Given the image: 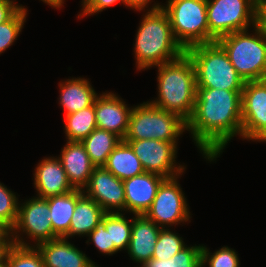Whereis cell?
I'll return each instance as SVG.
<instances>
[{
    "label": "cell",
    "mask_w": 266,
    "mask_h": 267,
    "mask_svg": "<svg viewBox=\"0 0 266 267\" xmlns=\"http://www.w3.org/2000/svg\"><path fill=\"white\" fill-rule=\"evenodd\" d=\"M167 13L176 41L184 50L209 43L207 0H167Z\"/></svg>",
    "instance_id": "obj_7"
},
{
    "label": "cell",
    "mask_w": 266,
    "mask_h": 267,
    "mask_svg": "<svg viewBox=\"0 0 266 267\" xmlns=\"http://www.w3.org/2000/svg\"><path fill=\"white\" fill-rule=\"evenodd\" d=\"M166 178L151 172L123 181L125 191V212L144 215L152 205L158 188Z\"/></svg>",
    "instance_id": "obj_15"
},
{
    "label": "cell",
    "mask_w": 266,
    "mask_h": 267,
    "mask_svg": "<svg viewBox=\"0 0 266 267\" xmlns=\"http://www.w3.org/2000/svg\"><path fill=\"white\" fill-rule=\"evenodd\" d=\"M6 267H45L35 246L13 245L6 258Z\"/></svg>",
    "instance_id": "obj_27"
},
{
    "label": "cell",
    "mask_w": 266,
    "mask_h": 267,
    "mask_svg": "<svg viewBox=\"0 0 266 267\" xmlns=\"http://www.w3.org/2000/svg\"><path fill=\"white\" fill-rule=\"evenodd\" d=\"M18 201L16 194L3 183H0V224L8 231H11L16 223L19 207Z\"/></svg>",
    "instance_id": "obj_30"
},
{
    "label": "cell",
    "mask_w": 266,
    "mask_h": 267,
    "mask_svg": "<svg viewBox=\"0 0 266 267\" xmlns=\"http://www.w3.org/2000/svg\"><path fill=\"white\" fill-rule=\"evenodd\" d=\"M262 80L266 83V72H265L264 77H263Z\"/></svg>",
    "instance_id": "obj_43"
},
{
    "label": "cell",
    "mask_w": 266,
    "mask_h": 267,
    "mask_svg": "<svg viewBox=\"0 0 266 267\" xmlns=\"http://www.w3.org/2000/svg\"><path fill=\"white\" fill-rule=\"evenodd\" d=\"M14 245L10 231H6L0 237V265H5L10 248Z\"/></svg>",
    "instance_id": "obj_36"
},
{
    "label": "cell",
    "mask_w": 266,
    "mask_h": 267,
    "mask_svg": "<svg viewBox=\"0 0 266 267\" xmlns=\"http://www.w3.org/2000/svg\"><path fill=\"white\" fill-rule=\"evenodd\" d=\"M33 246L40 252L45 267H93L95 263L64 237Z\"/></svg>",
    "instance_id": "obj_17"
},
{
    "label": "cell",
    "mask_w": 266,
    "mask_h": 267,
    "mask_svg": "<svg viewBox=\"0 0 266 267\" xmlns=\"http://www.w3.org/2000/svg\"><path fill=\"white\" fill-rule=\"evenodd\" d=\"M118 2H121L126 6V0H87L82 5V13L78 15V19L81 18V16H88L90 14L93 15L102 12Z\"/></svg>",
    "instance_id": "obj_34"
},
{
    "label": "cell",
    "mask_w": 266,
    "mask_h": 267,
    "mask_svg": "<svg viewBox=\"0 0 266 267\" xmlns=\"http://www.w3.org/2000/svg\"><path fill=\"white\" fill-rule=\"evenodd\" d=\"M158 68V97L152 105L180 116L186 122L193 114L196 100V72L189 56L181 57Z\"/></svg>",
    "instance_id": "obj_3"
},
{
    "label": "cell",
    "mask_w": 266,
    "mask_h": 267,
    "mask_svg": "<svg viewBox=\"0 0 266 267\" xmlns=\"http://www.w3.org/2000/svg\"><path fill=\"white\" fill-rule=\"evenodd\" d=\"M83 193L94 199L106 213L125 211L123 181L104 167H95ZM113 210V211H112Z\"/></svg>",
    "instance_id": "obj_13"
},
{
    "label": "cell",
    "mask_w": 266,
    "mask_h": 267,
    "mask_svg": "<svg viewBox=\"0 0 266 267\" xmlns=\"http://www.w3.org/2000/svg\"><path fill=\"white\" fill-rule=\"evenodd\" d=\"M44 3H47V5L52 6L53 8H60L64 4V0H41Z\"/></svg>",
    "instance_id": "obj_39"
},
{
    "label": "cell",
    "mask_w": 266,
    "mask_h": 267,
    "mask_svg": "<svg viewBox=\"0 0 266 267\" xmlns=\"http://www.w3.org/2000/svg\"><path fill=\"white\" fill-rule=\"evenodd\" d=\"M139 158L145 172L159 174L165 178L181 176L185 168L176 165L177 143L155 139L124 140Z\"/></svg>",
    "instance_id": "obj_11"
},
{
    "label": "cell",
    "mask_w": 266,
    "mask_h": 267,
    "mask_svg": "<svg viewBox=\"0 0 266 267\" xmlns=\"http://www.w3.org/2000/svg\"><path fill=\"white\" fill-rule=\"evenodd\" d=\"M86 1H87V0H82V2H81V3H82V5H83V4H84Z\"/></svg>",
    "instance_id": "obj_45"
},
{
    "label": "cell",
    "mask_w": 266,
    "mask_h": 267,
    "mask_svg": "<svg viewBox=\"0 0 266 267\" xmlns=\"http://www.w3.org/2000/svg\"><path fill=\"white\" fill-rule=\"evenodd\" d=\"M160 228L145 215L132 218L131 238L127 248L129 257L141 265L152 258Z\"/></svg>",
    "instance_id": "obj_19"
},
{
    "label": "cell",
    "mask_w": 266,
    "mask_h": 267,
    "mask_svg": "<svg viewBox=\"0 0 266 267\" xmlns=\"http://www.w3.org/2000/svg\"><path fill=\"white\" fill-rule=\"evenodd\" d=\"M132 107L112 92H104L95 99L97 128L104 129L124 140L128 132Z\"/></svg>",
    "instance_id": "obj_14"
},
{
    "label": "cell",
    "mask_w": 266,
    "mask_h": 267,
    "mask_svg": "<svg viewBox=\"0 0 266 267\" xmlns=\"http://www.w3.org/2000/svg\"><path fill=\"white\" fill-rule=\"evenodd\" d=\"M178 178H166L161 183L151 207L144 214L162 229L188 222L191 218Z\"/></svg>",
    "instance_id": "obj_10"
},
{
    "label": "cell",
    "mask_w": 266,
    "mask_h": 267,
    "mask_svg": "<svg viewBox=\"0 0 266 267\" xmlns=\"http://www.w3.org/2000/svg\"><path fill=\"white\" fill-rule=\"evenodd\" d=\"M257 141L266 142V132Z\"/></svg>",
    "instance_id": "obj_42"
},
{
    "label": "cell",
    "mask_w": 266,
    "mask_h": 267,
    "mask_svg": "<svg viewBox=\"0 0 266 267\" xmlns=\"http://www.w3.org/2000/svg\"><path fill=\"white\" fill-rule=\"evenodd\" d=\"M185 130L187 122L180 116L146 101L133 106L124 140L155 139L177 142Z\"/></svg>",
    "instance_id": "obj_6"
},
{
    "label": "cell",
    "mask_w": 266,
    "mask_h": 267,
    "mask_svg": "<svg viewBox=\"0 0 266 267\" xmlns=\"http://www.w3.org/2000/svg\"><path fill=\"white\" fill-rule=\"evenodd\" d=\"M186 245L183 238L168 228L160 230L152 258L170 259Z\"/></svg>",
    "instance_id": "obj_28"
},
{
    "label": "cell",
    "mask_w": 266,
    "mask_h": 267,
    "mask_svg": "<svg viewBox=\"0 0 266 267\" xmlns=\"http://www.w3.org/2000/svg\"><path fill=\"white\" fill-rule=\"evenodd\" d=\"M258 25L261 27L266 37V11L258 12Z\"/></svg>",
    "instance_id": "obj_38"
},
{
    "label": "cell",
    "mask_w": 266,
    "mask_h": 267,
    "mask_svg": "<svg viewBox=\"0 0 266 267\" xmlns=\"http://www.w3.org/2000/svg\"><path fill=\"white\" fill-rule=\"evenodd\" d=\"M47 200L53 232L58 237H64L69 232L74 208L78 201V189L63 195L49 197Z\"/></svg>",
    "instance_id": "obj_23"
},
{
    "label": "cell",
    "mask_w": 266,
    "mask_h": 267,
    "mask_svg": "<svg viewBox=\"0 0 266 267\" xmlns=\"http://www.w3.org/2000/svg\"><path fill=\"white\" fill-rule=\"evenodd\" d=\"M151 2V0H126V6L137 11H144L145 8H148Z\"/></svg>",
    "instance_id": "obj_37"
},
{
    "label": "cell",
    "mask_w": 266,
    "mask_h": 267,
    "mask_svg": "<svg viewBox=\"0 0 266 267\" xmlns=\"http://www.w3.org/2000/svg\"><path fill=\"white\" fill-rule=\"evenodd\" d=\"M87 236L89 238L86 243L93 242L95 247L101 253H104V255H112L118 252V250L114 247V243H111L110 213H106L101 222Z\"/></svg>",
    "instance_id": "obj_33"
},
{
    "label": "cell",
    "mask_w": 266,
    "mask_h": 267,
    "mask_svg": "<svg viewBox=\"0 0 266 267\" xmlns=\"http://www.w3.org/2000/svg\"><path fill=\"white\" fill-rule=\"evenodd\" d=\"M59 103L65 115L75 113L94 104L98 94L85 78H72L59 83Z\"/></svg>",
    "instance_id": "obj_21"
},
{
    "label": "cell",
    "mask_w": 266,
    "mask_h": 267,
    "mask_svg": "<svg viewBox=\"0 0 266 267\" xmlns=\"http://www.w3.org/2000/svg\"><path fill=\"white\" fill-rule=\"evenodd\" d=\"M162 6L155 3L143 14L134 45L137 70L171 62L185 53L174 38L169 17Z\"/></svg>",
    "instance_id": "obj_2"
},
{
    "label": "cell",
    "mask_w": 266,
    "mask_h": 267,
    "mask_svg": "<svg viewBox=\"0 0 266 267\" xmlns=\"http://www.w3.org/2000/svg\"><path fill=\"white\" fill-rule=\"evenodd\" d=\"M58 156L74 189H83L95 168L81 142L67 141Z\"/></svg>",
    "instance_id": "obj_18"
},
{
    "label": "cell",
    "mask_w": 266,
    "mask_h": 267,
    "mask_svg": "<svg viewBox=\"0 0 266 267\" xmlns=\"http://www.w3.org/2000/svg\"><path fill=\"white\" fill-rule=\"evenodd\" d=\"M121 139L104 129L96 128L89 136L81 141L92 164L103 167L109 154L119 144Z\"/></svg>",
    "instance_id": "obj_24"
},
{
    "label": "cell",
    "mask_w": 266,
    "mask_h": 267,
    "mask_svg": "<svg viewBox=\"0 0 266 267\" xmlns=\"http://www.w3.org/2000/svg\"><path fill=\"white\" fill-rule=\"evenodd\" d=\"M34 187L37 196L46 199L74 190L58 157L44 158L38 163L34 172Z\"/></svg>",
    "instance_id": "obj_16"
},
{
    "label": "cell",
    "mask_w": 266,
    "mask_h": 267,
    "mask_svg": "<svg viewBox=\"0 0 266 267\" xmlns=\"http://www.w3.org/2000/svg\"><path fill=\"white\" fill-rule=\"evenodd\" d=\"M202 245L185 246L170 259L151 258L141 267H202L201 264Z\"/></svg>",
    "instance_id": "obj_26"
},
{
    "label": "cell",
    "mask_w": 266,
    "mask_h": 267,
    "mask_svg": "<svg viewBox=\"0 0 266 267\" xmlns=\"http://www.w3.org/2000/svg\"><path fill=\"white\" fill-rule=\"evenodd\" d=\"M185 53L194 64L196 87L243 91L245 82L217 41L194 45L186 49Z\"/></svg>",
    "instance_id": "obj_4"
},
{
    "label": "cell",
    "mask_w": 266,
    "mask_h": 267,
    "mask_svg": "<svg viewBox=\"0 0 266 267\" xmlns=\"http://www.w3.org/2000/svg\"><path fill=\"white\" fill-rule=\"evenodd\" d=\"M105 214L106 212L94 199L86 196L81 189H78V201L74 208L69 232L64 238L69 239L75 235L87 236L101 222Z\"/></svg>",
    "instance_id": "obj_20"
},
{
    "label": "cell",
    "mask_w": 266,
    "mask_h": 267,
    "mask_svg": "<svg viewBox=\"0 0 266 267\" xmlns=\"http://www.w3.org/2000/svg\"><path fill=\"white\" fill-rule=\"evenodd\" d=\"M103 167L122 181L145 172L139 158L124 140L109 154Z\"/></svg>",
    "instance_id": "obj_22"
},
{
    "label": "cell",
    "mask_w": 266,
    "mask_h": 267,
    "mask_svg": "<svg viewBox=\"0 0 266 267\" xmlns=\"http://www.w3.org/2000/svg\"><path fill=\"white\" fill-rule=\"evenodd\" d=\"M27 9H19L8 21L0 24V54L8 49L22 31Z\"/></svg>",
    "instance_id": "obj_31"
},
{
    "label": "cell",
    "mask_w": 266,
    "mask_h": 267,
    "mask_svg": "<svg viewBox=\"0 0 266 267\" xmlns=\"http://www.w3.org/2000/svg\"><path fill=\"white\" fill-rule=\"evenodd\" d=\"M207 18L211 43L257 25L258 10L249 0H207Z\"/></svg>",
    "instance_id": "obj_8"
},
{
    "label": "cell",
    "mask_w": 266,
    "mask_h": 267,
    "mask_svg": "<svg viewBox=\"0 0 266 267\" xmlns=\"http://www.w3.org/2000/svg\"><path fill=\"white\" fill-rule=\"evenodd\" d=\"M7 231V229L0 224V237Z\"/></svg>",
    "instance_id": "obj_41"
},
{
    "label": "cell",
    "mask_w": 266,
    "mask_h": 267,
    "mask_svg": "<svg viewBox=\"0 0 266 267\" xmlns=\"http://www.w3.org/2000/svg\"><path fill=\"white\" fill-rule=\"evenodd\" d=\"M260 11H266V5Z\"/></svg>",
    "instance_id": "obj_44"
},
{
    "label": "cell",
    "mask_w": 266,
    "mask_h": 267,
    "mask_svg": "<svg viewBox=\"0 0 266 267\" xmlns=\"http://www.w3.org/2000/svg\"><path fill=\"white\" fill-rule=\"evenodd\" d=\"M20 8L26 9L14 0H0V24L8 21Z\"/></svg>",
    "instance_id": "obj_35"
},
{
    "label": "cell",
    "mask_w": 266,
    "mask_h": 267,
    "mask_svg": "<svg viewBox=\"0 0 266 267\" xmlns=\"http://www.w3.org/2000/svg\"><path fill=\"white\" fill-rule=\"evenodd\" d=\"M212 254V255H211ZM201 264L205 267H240L238 254L235 250L224 246L214 253H210L206 246L202 245Z\"/></svg>",
    "instance_id": "obj_32"
},
{
    "label": "cell",
    "mask_w": 266,
    "mask_h": 267,
    "mask_svg": "<svg viewBox=\"0 0 266 267\" xmlns=\"http://www.w3.org/2000/svg\"><path fill=\"white\" fill-rule=\"evenodd\" d=\"M10 232L14 244L19 246H31L20 236L24 233L33 239L36 245L58 238L53 232L48 200L36 196L23 204L19 203L17 220Z\"/></svg>",
    "instance_id": "obj_9"
},
{
    "label": "cell",
    "mask_w": 266,
    "mask_h": 267,
    "mask_svg": "<svg viewBox=\"0 0 266 267\" xmlns=\"http://www.w3.org/2000/svg\"><path fill=\"white\" fill-rule=\"evenodd\" d=\"M252 28L253 34L247 29L217 40L244 82L262 80L266 72V37L258 24Z\"/></svg>",
    "instance_id": "obj_5"
},
{
    "label": "cell",
    "mask_w": 266,
    "mask_h": 267,
    "mask_svg": "<svg viewBox=\"0 0 266 267\" xmlns=\"http://www.w3.org/2000/svg\"><path fill=\"white\" fill-rule=\"evenodd\" d=\"M242 91L196 87L193 114L187 131L207 160L220 156L227 143L242 137Z\"/></svg>",
    "instance_id": "obj_1"
},
{
    "label": "cell",
    "mask_w": 266,
    "mask_h": 267,
    "mask_svg": "<svg viewBox=\"0 0 266 267\" xmlns=\"http://www.w3.org/2000/svg\"><path fill=\"white\" fill-rule=\"evenodd\" d=\"M121 212L110 213V237L114 247L127 250L131 238L132 218L126 219Z\"/></svg>",
    "instance_id": "obj_29"
},
{
    "label": "cell",
    "mask_w": 266,
    "mask_h": 267,
    "mask_svg": "<svg viewBox=\"0 0 266 267\" xmlns=\"http://www.w3.org/2000/svg\"><path fill=\"white\" fill-rule=\"evenodd\" d=\"M258 12L266 5V0H249Z\"/></svg>",
    "instance_id": "obj_40"
},
{
    "label": "cell",
    "mask_w": 266,
    "mask_h": 267,
    "mask_svg": "<svg viewBox=\"0 0 266 267\" xmlns=\"http://www.w3.org/2000/svg\"><path fill=\"white\" fill-rule=\"evenodd\" d=\"M64 122L67 141L81 142L97 128L95 101L93 105L87 108L65 115Z\"/></svg>",
    "instance_id": "obj_25"
},
{
    "label": "cell",
    "mask_w": 266,
    "mask_h": 267,
    "mask_svg": "<svg viewBox=\"0 0 266 267\" xmlns=\"http://www.w3.org/2000/svg\"><path fill=\"white\" fill-rule=\"evenodd\" d=\"M242 139L257 141L266 132V83L245 82L242 97Z\"/></svg>",
    "instance_id": "obj_12"
}]
</instances>
